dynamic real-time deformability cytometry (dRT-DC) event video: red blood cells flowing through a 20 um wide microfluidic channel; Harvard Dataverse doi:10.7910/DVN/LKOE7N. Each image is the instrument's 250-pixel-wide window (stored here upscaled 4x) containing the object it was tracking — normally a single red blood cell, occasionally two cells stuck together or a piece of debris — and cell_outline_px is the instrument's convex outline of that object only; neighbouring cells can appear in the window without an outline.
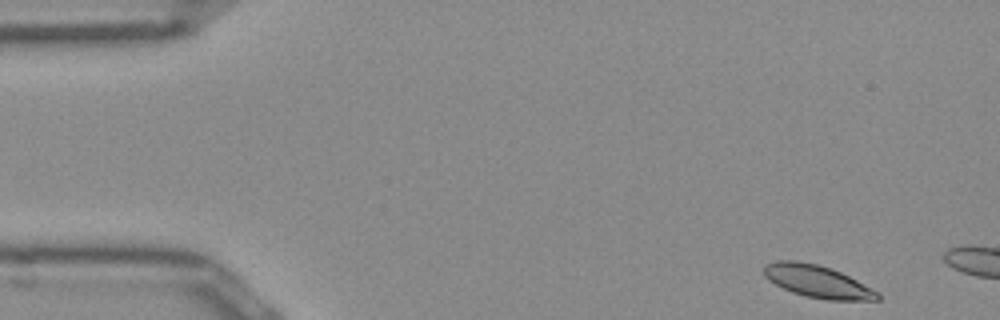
{"species": "Egyptian fruit bat (a non-hibernating species)", "species_latin": "Rousettus aegyptiacus", "temperature_condition": "room temperature", "stored_images_in_passage": 8, "camera_frame_rate_fps": 3000, "um_per_image_px": 0.085, "frame": {"image": 1, "passage_image": 1, "time_ms": 0.0, "image_size_px": [1000, 320], "cell_outline_px": [[880, 300], [828, 300], [804, 296], [792, 292], [768, 280], [764, 276], [764, 264], [776, 260], [796, 260], [816, 264], [832, 268], [880, 292]], "centroid_in_image_um": [69.47, 23.92], "position_along_channel_um": 15.5, "area_um2": 21.5}}